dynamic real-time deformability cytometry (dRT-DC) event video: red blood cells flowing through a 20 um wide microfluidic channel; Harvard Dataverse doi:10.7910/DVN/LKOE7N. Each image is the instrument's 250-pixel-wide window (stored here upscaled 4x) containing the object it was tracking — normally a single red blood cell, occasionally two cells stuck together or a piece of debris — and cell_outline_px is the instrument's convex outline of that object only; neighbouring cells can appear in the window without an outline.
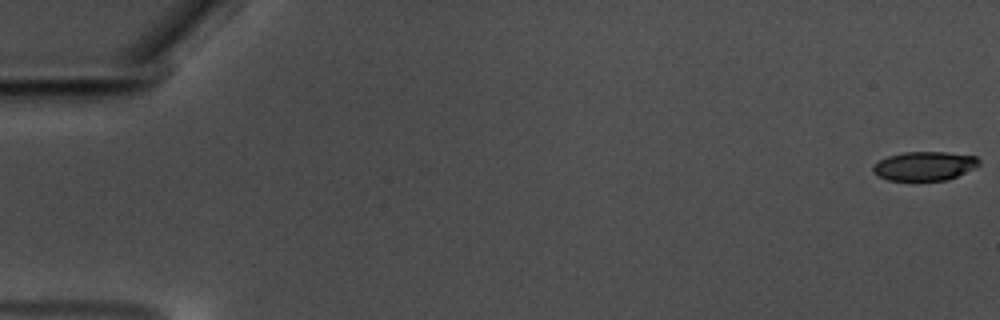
{"species": "common noctule bat (a hibernating species)", "species_latin": "Nyctalus noctula", "temperature_condition": "warm", "stored_images_in_passage": 59, "camera_frame_rate_fps": 3000, "um_per_image_px": 0.085, "animal": {"sex": "male", "body_mass_g": 17.5, "forearm_length_mm": 52.3}, "frame": {"image": 1, "passage_image": 1, "time_ms": 0.0, "image_size_px": [1000, 320], "cell_outline_px": [[980, 164], [976, 168], [948, 180], [888, 180], [872, 172], [872, 168], [880, 160], [888, 156], [904, 152], [948, 152], [976, 156], [980, 160]], "centroid_in_image_um": [78.63, 14.1], "position_along_channel_um": 6.4, "area_um2": 17.92}}
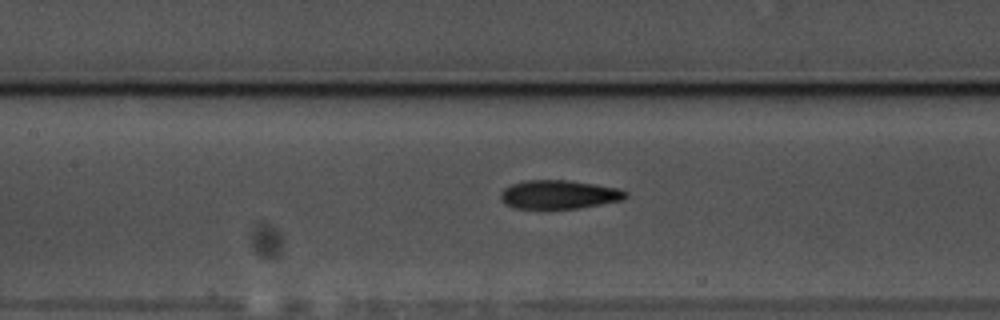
{"frame": {"image": 2, "passage_image": 28, "time_ms": 9.0, "image_size_px": [1000, 320], "cell_outline_px": [[628, 196], [620, 200], [600, 204], [576, 208], [512, 208], [504, 204], [500, 200], [500, 192], [504, 188], [512, 184], [528, 180], [568, 180], [596, 184], [620, 188], [628, 192]], "centroid_in_image_um": [47.49, 16.52], "position_along_channel_um": 159.9, "area_um2": 20.92}}
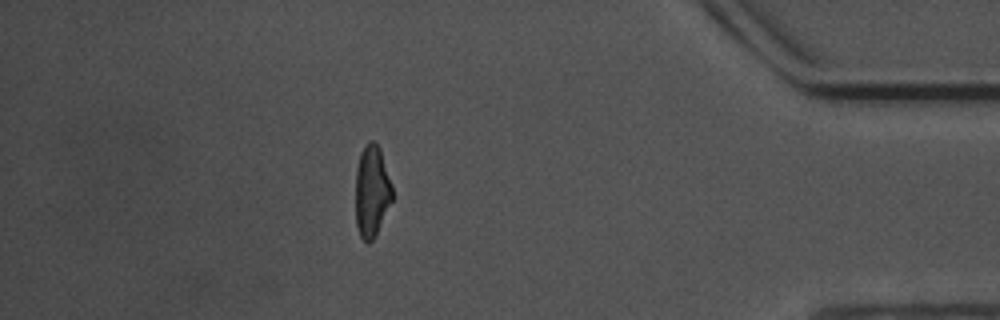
{"frame": {"image": 3, "passage_image": 52, "time_ms": 17.0, "image_size_px": [1000, 320], "cell_outline_px": [[392, 200], [372, 240], [368, 244], [360, 236], [356, 224], [356, 168], [360, 152], [364, 144], [368, 140], [372, 140], [380, 148], [392, 184]], "centroid_in_image_um": [31.59, 16.19], "position_along_channel_um": 403.6, "area_um2": 19.54}, "authors_computed_cell_mechanics": {"area_um2": 20.3456, "velocity_mm_per_s": 3.5604, "shape_relaxation_time_tau1_ms": 6.9279, "shape_relaxation_time_tau2_ms": 3.3495, "deformation_change_tau1": 0.1797, "deformation_change_tau2": 0.1128}}